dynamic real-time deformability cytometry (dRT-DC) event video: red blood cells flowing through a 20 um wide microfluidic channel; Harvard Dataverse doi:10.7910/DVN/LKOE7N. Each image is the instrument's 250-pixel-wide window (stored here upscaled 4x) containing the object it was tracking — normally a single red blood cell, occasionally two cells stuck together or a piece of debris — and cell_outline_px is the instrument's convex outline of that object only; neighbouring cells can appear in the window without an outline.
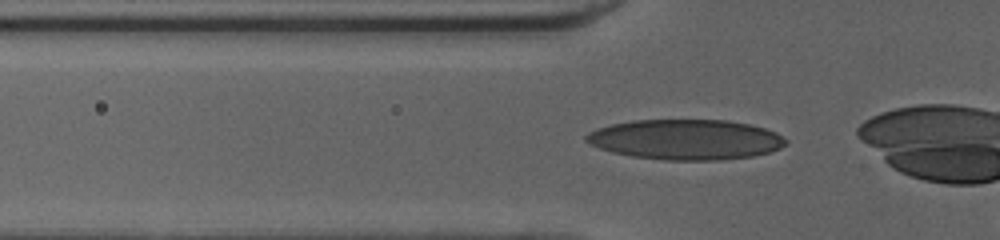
{"species": "human", "species_latin": "Homo sapiens", "temperature_condition": "cold", "stored_images_in_passage": 35, "camera_frame_rate_fps": 3000, "um_per_image_px": 0.085, "donor": {"sex": "female"}, "frame": {"image": 1, "passage_image": 10, "time_ms": 3.0, "image_size_px": [1000, 240], "cell_outline_px": [[788, 140], [780, 148], [772, 152], [752, 156], [720, 160], [664, 160], [632, 156], [612, 152], [588, 144], [584, 140], [584, 136], [588, 132], [596, 128], [612, 124], [632, 120], [728, 120], [748, 124], [764, 128], [776, 132]], "centroid_in_image_um": [58.26, 11.86], "position_along_channel_um": 67.5, "area_um2": 46.99}}
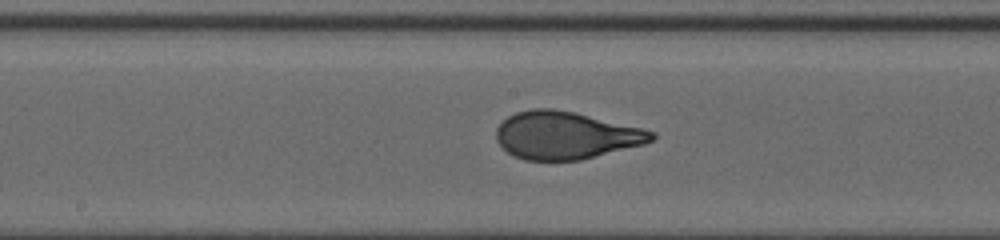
{"frame": {"image": 2, "passage_image": 20, "time_ms": 6.333, "image_size_px": [1000, 240], "cell_outline_px": [[656, 136], [652, 140], [644, 144], [580, 160], [524, 160], [512, 156], [496, 140], [496, 128], [508, 116], [516, 112], [532, 108], [552, 108], [576, 112], [644, 128], [656, 132]], "centroid_in_image_um": [48.09, 11.49], "position_along_channel_um": 200.1, "area_um2": 43.23}}
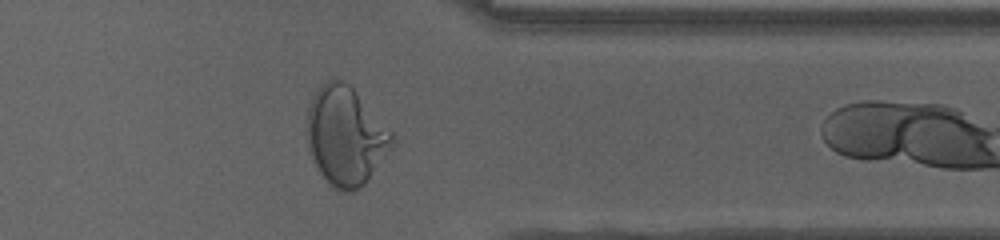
{"frame": {"image": 3, "passage_image": 34, "time_ms": 11.0, "image_size_px": [1000, 240], "cell_outline_px": [[396, 144], [364, 184], [352, 192], [340, 192], [332, 188], [328, 184], [312, 160], [308, 152], [308, 108], [312, 96], [320, 84], [332, 76], [344, 80], [352, 88], [392, 132]], "centroid_in_image_um": [29.36, 11.57], "position_along_channel_um": 382.0, "area_um2": 49.13}}